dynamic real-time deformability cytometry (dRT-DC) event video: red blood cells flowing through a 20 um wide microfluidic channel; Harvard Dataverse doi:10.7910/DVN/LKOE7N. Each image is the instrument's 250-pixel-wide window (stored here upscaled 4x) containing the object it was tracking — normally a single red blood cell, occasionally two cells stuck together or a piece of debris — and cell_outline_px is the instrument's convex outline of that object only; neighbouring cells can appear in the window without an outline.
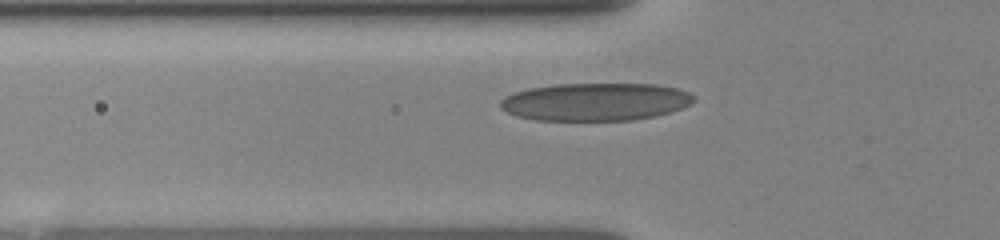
{"species": "human", "species_latin": "Homo sapiens", "temperature_condition": "room temperature", "stored_images_in_passage": 51, "camera_frame_rate_fps": 3000, "um_per_image_px": 0.085, "donor": {"sex": "female"}, "frame": {"image": 1, "passage_image": 10, "time_ms": 2.0, "image_size_px": [1000, 240], "cell_outline_px": [[696, 100], [680, 108], [656, 116], [632, 120], [536, 120], [516, 116], [500, 108], [500, 100], [504, 96], [528, 88], [556, 84], [656, 84], [676, 88], [688, 92]], "centroid_in_image_um": [50.57, 8.65], "position_along_channel_um": 75.2, "area_um2": 42.48}}
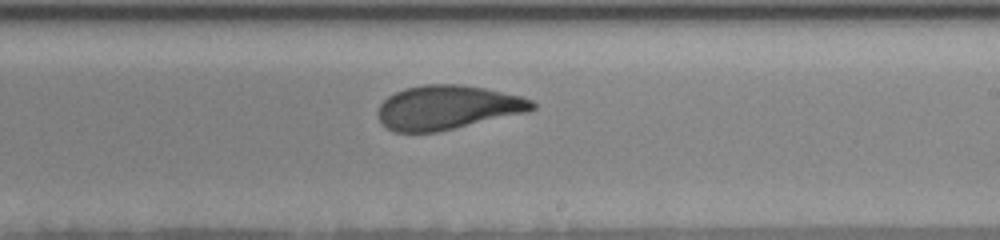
{"frame": {"image": 2, "passage_image": 30, "time_ms": 6.333, "image_size_px": [1000, 240], "cell_outline_px": [[536, 108], [528, 112], [436, 132], [396, 132], [388, 128], [376, 116], [376, 112], [380, 104], [388, 96], [404, 88], [424, 84], [460, 84], [484, 88], [520, 96], [532, 100], [536, 104]], "centroid_in_image_um": [38.02, 9.13], "position_along_channel_um": 251.0, "area_um2": 39.59}}
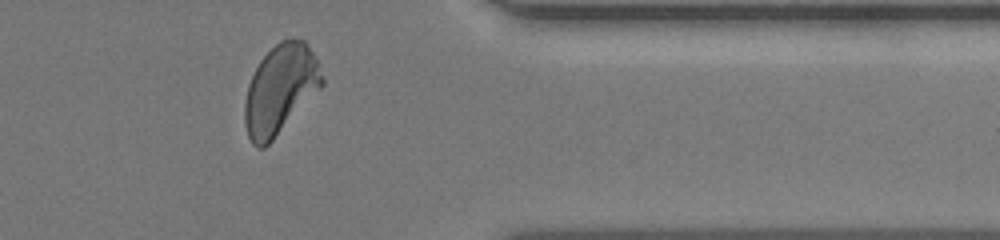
{"frame": {"image": 3, "passage_image": 44, "time_ms": 10.0, "image_size_px": [1000, 240], "cell_outline_px": [[324, 84], [272, 140], [264, 148], [256, 148], [252, 144], [248, 136], [244, 120], [244, 104], [248, 84], [260, 60], [280, 40], [304, 40], [308, 44], [324, 76]], "centroid_in_image_um": [23.81, 7.61], "position_along_channel_um": 387.6, "area_um2": 39.65}}